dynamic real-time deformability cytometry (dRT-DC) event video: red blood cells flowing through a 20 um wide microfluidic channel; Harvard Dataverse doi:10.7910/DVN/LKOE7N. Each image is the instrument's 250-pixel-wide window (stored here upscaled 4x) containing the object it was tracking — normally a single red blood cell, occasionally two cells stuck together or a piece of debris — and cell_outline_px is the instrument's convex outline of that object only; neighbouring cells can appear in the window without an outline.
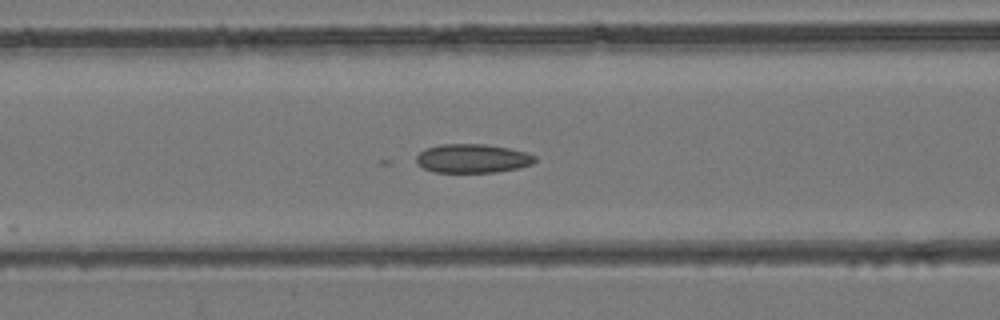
{"species": "common noctule bat (a hibernating species)", "species_latin": "Nyctalus noctula", "temperature_condition": "room temperature", "stored_images_in_passage": 33, "camera_frame_rate_fps": 3000, "um_per_image_px": 0.085, "animal": {"sex": "female", "body_mass_g": 24.6, "forearm_length_mm": 56.2}, "frame": {"image": 1, "passage_image": 19, "time_ms": 6.0, "image_size_px": [1000, 320], "cell_outline_px": [[536, 160], [532, 164], [520, 168], [496, 172], [432, 172], [416, 164], [416, 156], [424, 148], [440, 144], [484, 144], [508, 148], [524, 152], [536, 156]], "centroid_in_image_um": [40.13, 13.47], "position_along_channel_um": 126.5, "area_um2": 20.06}}
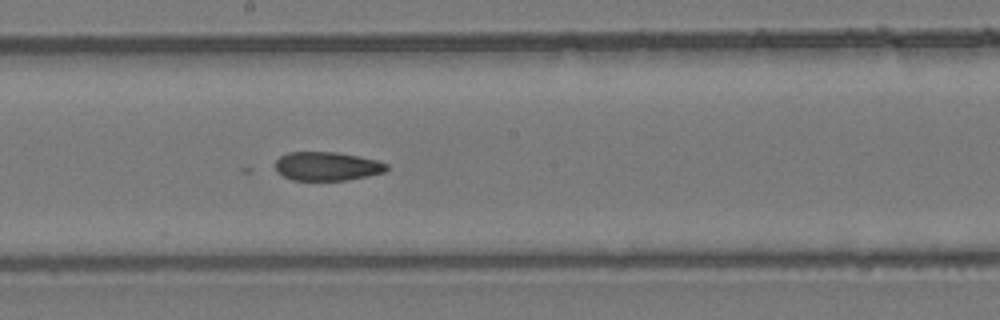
{"frame": {"image": 2, "passage_image": 25, "time_ms": 8.0, "image_size_px": [1000, 320], "cell_outline_px": [[388, 168], [384, 172], [368, 176], [348, 180], [292, 180], [276, 172], [276, 160], [280, 156], [288, 152], [336, 152], [360, 156], [376, 160], [388, 164]], "centroid_in_image_um": [27.8, 14.13], "position_along_channel_um": 220.4, "area_um2": 18.73}}
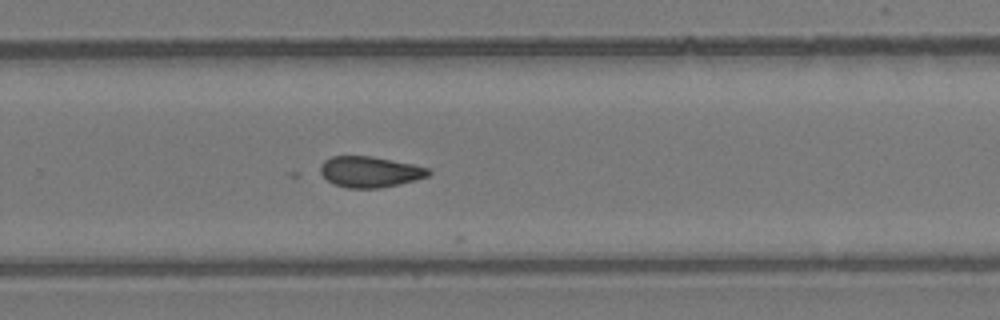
{"frame": {"image": 3, "passage_image": 30, "time_ms": 9.667, "image_size_px": [1000, 320], "cell_outline_px": [[432, 172], [428, 176], [416, 180], [380, 188], [348, 188], [332, 184], [320, 172], [320, 168], [324, 160], [332, 156], [368, 156], [412, 164], [428, 168]], "centroid_in_image_um": [31.43, 14.61], "position_along_channel_um": 298.4, "area_um2": 19.31}}